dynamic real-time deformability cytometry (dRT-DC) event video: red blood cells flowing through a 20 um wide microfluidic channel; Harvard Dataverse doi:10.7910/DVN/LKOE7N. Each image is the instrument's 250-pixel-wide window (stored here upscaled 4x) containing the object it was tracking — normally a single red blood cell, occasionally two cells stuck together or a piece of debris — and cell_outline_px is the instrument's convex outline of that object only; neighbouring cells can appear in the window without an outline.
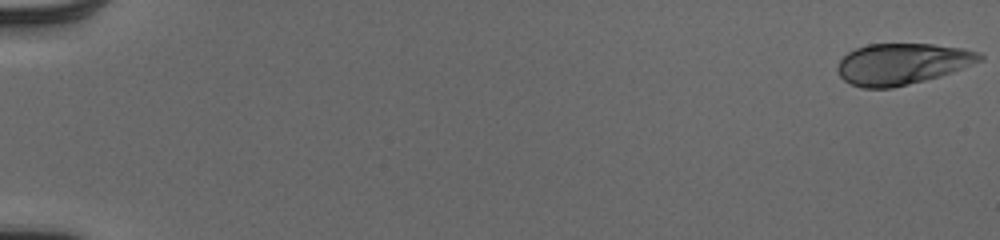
{"species": "human", "species_latin": "Homo sapiens", "temperature_condition": "cold", "stored_images_in_passage": 53, "camera_frame_rate_fps": 3000, "um_per_image_px": 0.085, "donor": {"sex": "male"}, "frame": {"image": 1, "passage_image": 1, "time_ms": 0.0, "image_size_px": [1000, 240], "cell_outline_px": [[984, 60], [952, 72], [940, 76], [892, 88], [864, 88], [852, 84], [844, 80], [840, 76], [836, 68], [840, 60], [848, 52], [856, 48], [868, 44], [932, 44], [964, 48], [980, 52], [984, 56]], "centroid_in_image_um": [76.7, 5.42], "position_along_channel_um": 8.3, "area_um2": 34.16}}
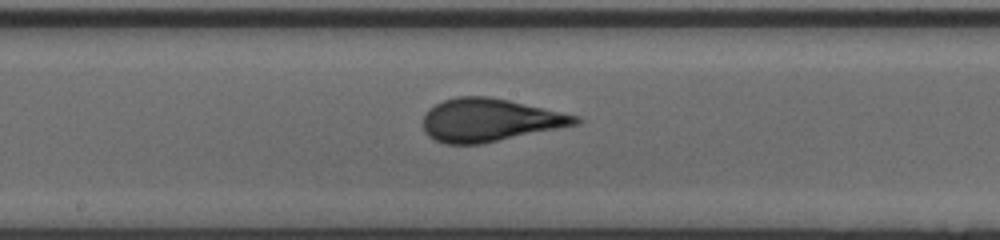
{"frame": {"image": 2, "passage_image": 30, "time_ms": 9.667, "image_size_px": [1000, 240], "cell_outline_px": [[584, 120], [580, 124], [480, 144], [444, 144], [428, 136], [424, 132], [424, 116], [428, 108], [444, 100], [456, 96], [488, 96], [508, 100], [580, 116]], "centroid_in_image_um": [41.63, 10.2], "position_along_channel_um": 206.6, "area_um2": 38.15}}
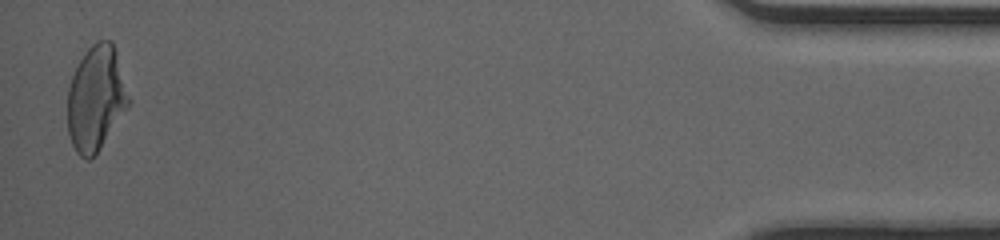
{"frame": {"image": 3, "passage_image": 52, "time_ms": 17.0, "image_size_px": [1000, 240], "cell_outline_px": [[132, 100], [100, 148], [88, 160], [84, 160], [76, 152], [72, 144], [68, 132], [68, 88], [72, 76], [84, 52], [96, 40], [112, 40]], "centroid_in_image_um": [8.17, 8.34], "position_along_channel_um": 427.0, "area_um2": 37.28}, "authors_computed_cell_mechanics": {"area_um2": 37.1076, "velocity_mm_per_s": 4.0631, "shape_relaxation_time_tau1_ms": 5.0024, "shape_relaxation_time_tau2_ms": null, "deformation_change_tau1": 0.2123, "deformation_change_tau2": null}}